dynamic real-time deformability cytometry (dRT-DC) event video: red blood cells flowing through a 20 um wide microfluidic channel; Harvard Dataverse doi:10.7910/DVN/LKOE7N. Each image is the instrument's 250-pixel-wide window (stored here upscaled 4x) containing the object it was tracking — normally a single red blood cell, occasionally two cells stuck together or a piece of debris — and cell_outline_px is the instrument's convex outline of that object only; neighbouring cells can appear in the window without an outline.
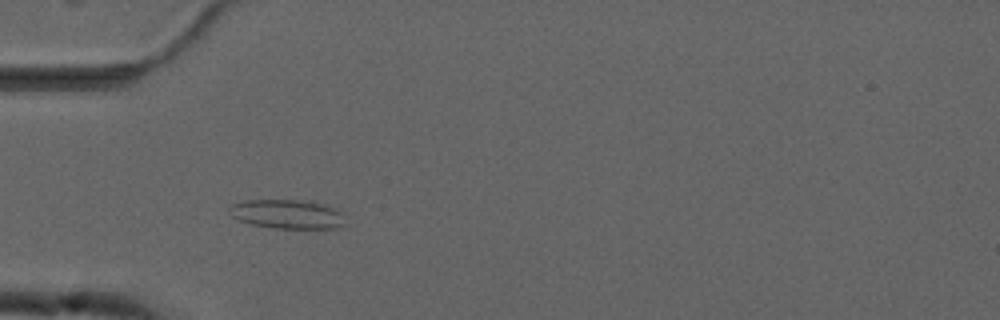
{"species": "common noctule bat (a hibernating species)", "species_latin": "Nyctalus noctula", "temperature_condition": "cold", "stored_images_in_passage": 54, "camera_frame_rate_fps": 3000, "um_per_image_px": 0.085, "animal": {"sex": "male", "forearm_length_mm": 52.5}, "frame": {"image": 1, "passage_image": 16, "time_ms": 5.0, "image_size_px": [1000, 320], "cell_outline_px": [[344, 224], [332, 228], [272, 228], [248, 224], [232, 216], [228, 208], [232, 204], [244, 200], [312, 200], [324, 204], [344, 212]], "centroid_in_image_um": [24.42, 18.19], "position_along_channel_um": 60.6, "area_um2": 19.88}}
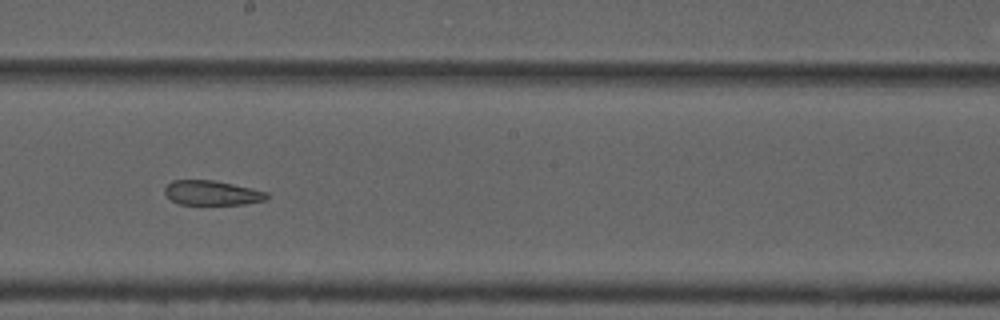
{"frame": {"image": 2, "passage_image": 30, "time_ms": 9.667, "image_size_px": [1000, 320], "cell_outline_px": [[268, 196], [264, 200], [244, 204], [180, 204], [172, 200], [164, 192], [164, 188], [172, 180], [212, 180], [252, 188], [268, 192]], "centroid_in_image_um": [18.01, 16.39], "position_along_channel_um": 230.2, "area_um2": 14.45}}
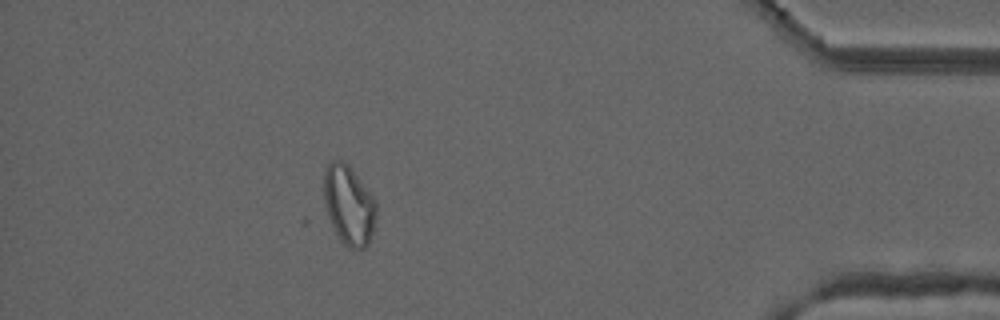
{"frame": {"image": 3, "passage_image": 48, "time_ms": 15.667, "image_size_px": [1000, 320], "cell_outline_px": [[376, 216], [372, 232], [368, 244], [364, 248], [348, 248], [340, 240], [328, 216], [324, 204], [324, 168], [332, 160], [344, 160], [352, 168], [376, 200]], "centroid_in_image_um": [29.65, 17.39], "position_along_channel_um": 405.6, "area_um2": 24.33}, "authors_computed_cell_mechanics": {"area_um2": 21.4438, "velocity_mm_per_s": 3.7058, "shape_relaxation_time_tau1_ms": null, "shape_relaxation_time_tau2_ms": 3.3783, "deformation_change_tau1": null, "deformation_change_tau2": 0.1085}}